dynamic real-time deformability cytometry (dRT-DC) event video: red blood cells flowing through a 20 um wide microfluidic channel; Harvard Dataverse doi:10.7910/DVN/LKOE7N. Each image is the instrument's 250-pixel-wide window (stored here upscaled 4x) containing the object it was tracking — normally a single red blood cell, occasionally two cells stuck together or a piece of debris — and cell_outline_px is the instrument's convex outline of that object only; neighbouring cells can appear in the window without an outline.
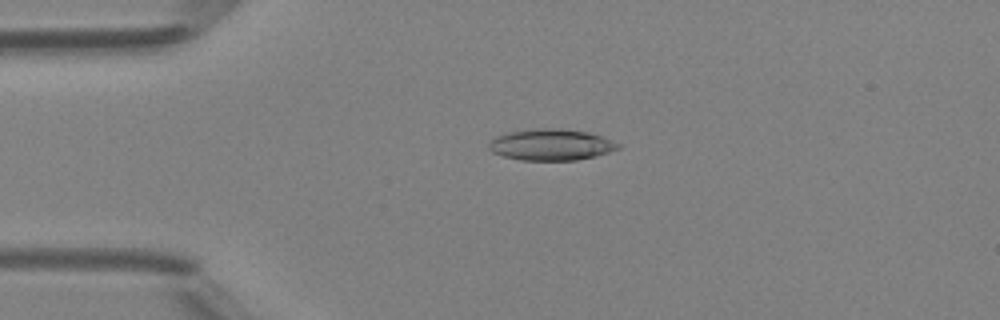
{"species": "Egyptian fruit bat (a non-hibernating species)", "species_latin": "Rousettus aegyptiacus", "temperature_condition": "room temperature", "stored_images_in_passage": 49, "camera_frame_rate_fps": 3000, "um_per_image_px": 0.085, "animal": {"sex": "female"}, "frame": {"image": 1, "passage_image": 12, "time_ms": 3.667, "image_size_px": [1000, 320], "cell_outline_px": [[620, 148], [596, 156], [576, 160], [520, 160], [504, 156], [492, 152], [488, 148], [488, 144], [496, 136], [508, 132], [536, 128], [560, 128], [588, 132], [612, 140], [620, 144]], "centroid_in_image_um": [46.83, 12.29], "position_along_channel_um": 38.2, "area_um2": 23.58}}
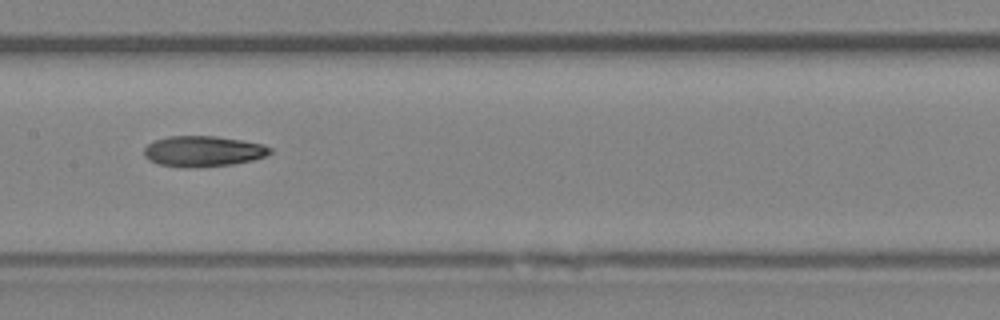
{"frame": {"image": 2, "passage_image": 25, "time_ms": 8.0, "image_size_px": [1000, 320], "cell_outline_px": [[272, 152], [264, 156], [252, 160], [232, 164], [156, 164], [148, 160], [144, 156], [144, 148], [152, 140], [168, 136], [216, 136], [264, 144], [272, 148]], "centroid_in_image_um": [17.27, 12.79], "position_along_channel_um": 190.1, "area_um2": 21.56}}
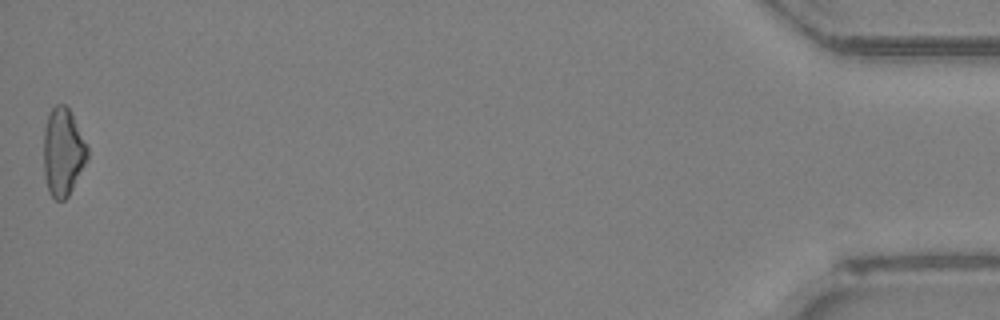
{"frame": {"image": 3, "passage_image": 49, "time_ms": 16.0, "image_size_px": [1000, 320], "cell_outline_px": [[88, 160], [68, 196], [64, 200], [56, 200], [48, 192], [44, 176], [44, 128], [48, 112], [56, 104], [64, 104], [68, 108], [88, 144]], "centroid_in_image_um": [5.36, 12.92], "position_along_channel_um": 429.8, "area_um2": 22.66}, "authors_computed_cell_mechanics": {"area_um2": 22.4842, "velocity_mm_per_s": 4.237, "shape_relaxation_time_tau1_ms": null, "shape_relaxation_time_tau2_ms": 3.6234, "deformation_change_tau1": null, "deformation_change_tau2": 0.1189}}